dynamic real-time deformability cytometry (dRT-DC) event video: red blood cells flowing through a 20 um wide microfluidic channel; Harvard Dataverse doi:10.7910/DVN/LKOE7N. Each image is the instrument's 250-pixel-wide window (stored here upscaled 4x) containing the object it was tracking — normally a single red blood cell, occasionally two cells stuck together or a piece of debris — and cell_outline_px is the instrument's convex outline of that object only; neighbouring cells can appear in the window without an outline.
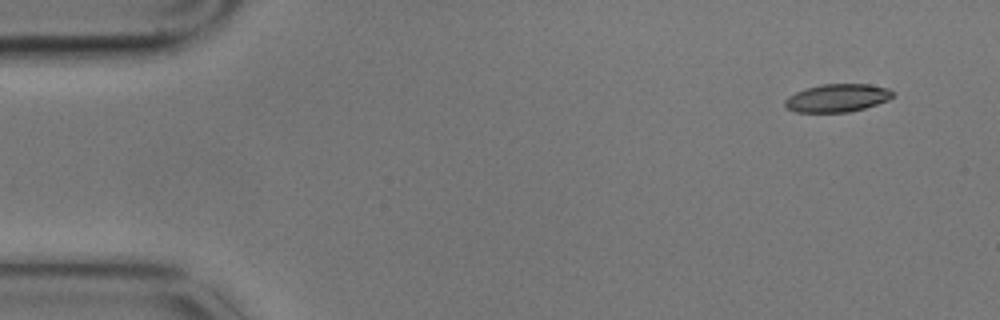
{"species": "common noctule bat (a hibernating species)", "species_latin": "Nyctalus noctula", "temperature_condition": "cold", "stored_images_in_passage": 2, "camera_frame_rate_fps": 3000, "um_per_image_px": 0.085, "animal": {"sex": "male", "body_mass_g": 17.9}, "frame": {"image": 1, "passage_image": 2, "time_ms": 0.333, "image_size_px": [1000, 320], "cell_outline_px": [[896, 92], [888, 100], [864, 108], [848, 112], [796, 112], [788, 108], [784, 104], [784, 100], [788, 96], [804, 88], [824, 84], [868, 84], [888, 88]], "centroid_in_image_um": [71.17, 8.32], "position_along_channel_um": 13.8, "area_um2": 17.57}}